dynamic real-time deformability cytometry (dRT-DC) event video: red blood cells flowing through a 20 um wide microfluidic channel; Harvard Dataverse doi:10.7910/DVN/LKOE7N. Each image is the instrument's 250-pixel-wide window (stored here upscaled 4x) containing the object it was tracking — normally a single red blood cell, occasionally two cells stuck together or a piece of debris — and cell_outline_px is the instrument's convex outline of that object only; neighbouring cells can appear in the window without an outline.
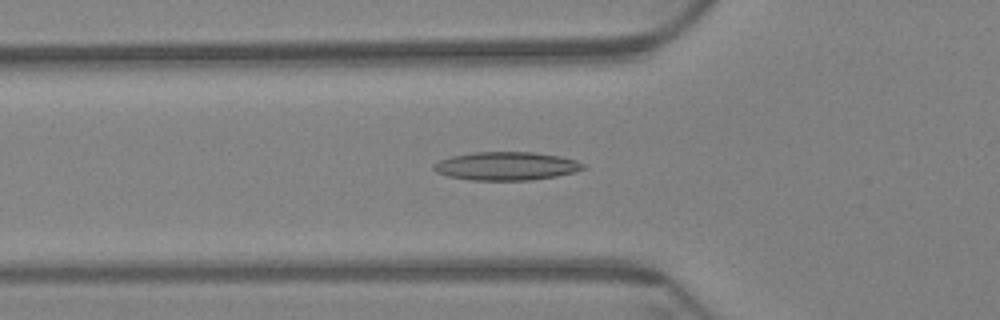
{"species": "Egyptian fruit bat (a non-hibernating species)", "species_latin": "Rousettus aegyptiacus", "temperature_condition": "warm", "stored_images_in_passage": 35, "camera_frame_rate_fps": 3000, "um_per_image_px": 0.085, "animal": {"sex": "female"}, "frame": {"image": 1, "passage_image": 5, "time_ms": 1.333, "image_size_px": [1000, 320], "cell_outline_px": [[584, 168], [572, 172], [556, 176], [532, 180], [472, 180], [448, 176], [436, 172], [432, 168], [432, 164], [440, 160], [452, 156], [476, 152], [532, 152], [560, 156], [576, 160], [584, 164]], "centroid_in_image_um": [43.01, 14.11], "position_along_channel_um": 82.8, "area_um2": 24.57}}
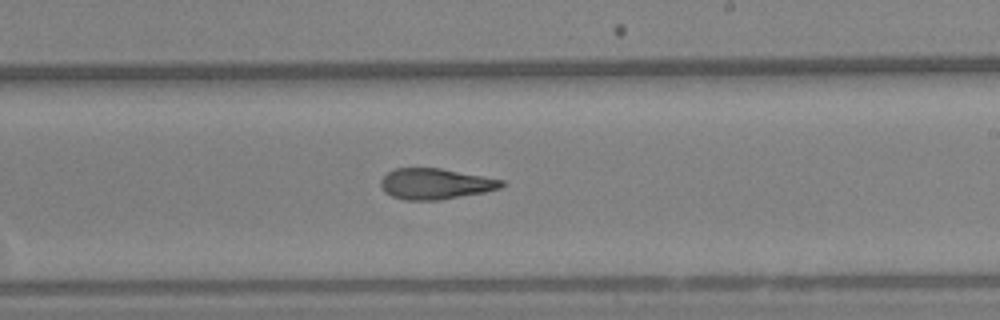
{"frame": {"image": 2, "passage_image": 20, "time_ms": 6.333, "image_size_px": [1000, 320], "cell_outline_px": [[504, 184], [500, 188], [484, 192], [440, 200], [404, 200], [392, 196], [384, 192], [380, 184], [380, 180], [388, 172], [396, 168], [440, 168], [504, 180]], "centroid_in_image_um": [36.98, 15.63], "position_along_channel_um": 252.0, "area_um2": 21.62}}
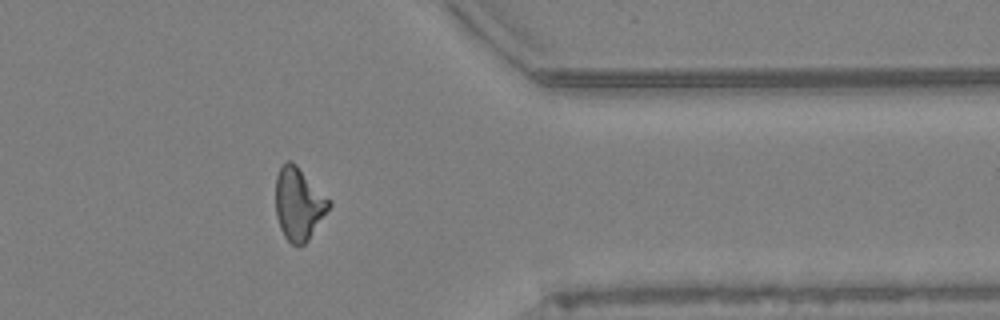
{"frame": {"image": 3, "passage_image": 33, "time_ms": 10.667, "image_size_px": [1000, 320], "cell_outline_px": [[332, 204], [308, 240], [304, 244], [292, 244], [284, 236], [280, 228], [276, 216], [276, 176], [280, 164], [288, 160], [292, 160], [332, 200]], "centroid_in_image_um": [25.39, 17.28], "position_along_channel_um": 386.0, "area_um2": 22.72}, "authors_computed_cell_mechanics": {"area_um2": 22.4842, "velocity_mm_per_s": 3.3921, "shape_relaxation_time_tau1_ms": null, "shape_relaxation_time_tau2_ms": 4.3605, "deformation_change_tau1": null, "deformation_change_tau2": 0.1437}}